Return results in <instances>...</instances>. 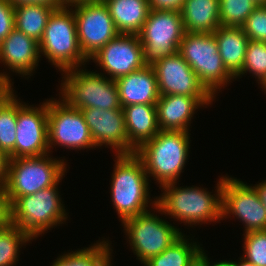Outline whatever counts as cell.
<instances>
[{"instance_id": "44", "label": "cell", "mask_w": 266, "mask_h": 266, "mask_svg": "<svg viewBox=\"0 0 266 266\" xmlns=\"http://www.w3.org/2000/svg\"><path fill=\"white\" fill-rule=\"evenodd\" d=\"M210 259L208 260V266H231V261H219L217 263L210 264Z\"/></svg>"}, {"instance_id": "5", "label": "cell", "mask_w": 266, "mask_h": 266, "mask_svg": "<svg viewBox=\"0 0 266 266\" xmlns=\"http://www.w3.org/2000/svg\"><path fill=\"white\" fill-rule=\"evenodd\" d=\"M58 184L18 197L11 204V224L35 239L65 222L68 214L61 201Z\"/></svg>"}, {"instance_id": "38", "label": "cell", "mask_w": 266, "mask_h": 266, "mask_svg": "<svg viewBox=\"0 0 266 266\" xmlns=\"http://www.w3.org/2000/svg\"><path fill=\"white\" fill-rule=\"evenodd\" d=\"M185 0H148L150 9L181 11Z\"/></svg>"}, {"instance_id": "4", "label": "cell", "mask_w": 266, "mask_h": 266, "mask_svg": "<svg viewBox=\"0 0 266 266\" xmlns=\"http://www.w3.org/2000/svg\"><path fill=\"white\" fill-rule=\"evenodd\" d=\"M69 8L65 6L51 13L39 42L40 54L62 73L89 62L80 49L73 9Z\"/></svg>"}, {"instance_id": "24", "label": "cell", "mask_w": 266, "mask_h": 266, "mask_svg": "<svg viewBox=\"0 0 266 266\" xmlns=\"http://www.w3.org/2000/svg\"><path fill=\"white\" fill-rule=\"evenodd\" d=\"M219 0H185L181 15L185 32L213 33L220 26Z\"/></svg>"}, {"instance_id": "8", "label": "cell", "mask_w": 266, "mask_h": 266, "mask_svg": "<svg viewBox=\"0 0 266 266\" xmlns=\"http://www.w3.org/2000/svg\"><path fill=\"white\" fill-rule=\"evenodd\" d=\"M218 51L213 33L185 32L178 49L199 81L214 97L223 86L235 79L225 67Z\"/></svg>"}, {"instance_id": "21", "label": "cell", "mask_w": 266, "mask_h": 266, "mask_svg": "<svg viewBox=\"0 0 266 266\" xmlns=\"http://www.w3.org/2000/svg\"><path fill=\"white\" fill-rule=\"evenodd\" d=\"M128 137V154L152 140L160 131L156 105L135 104L122 108Z\"/></svg>"}, {"instance_id": "23", "label": "cell", "mask_w": 266, "mask_h": 266, "mask_svg": "<svg viewBox=\"0 0 266 266\" xmlns=\"http://www.w3.org/2000/svg\"><path fill=\"white\" fill-rule=\"evenodd\" d=\"M213 35L218 44V52L227 70L235 77L243 67L248 36L242 27L219 26Z\"/></svg>"}, {"instance_id": "22", "label": "cell", "mask_w": 266, "mask_h": 266, "mask_svg": "<svg viewBox=\"0 0 266 266\" xmlns=\"http://www.w3.org/2000/svg\"><path fill=\"white\" fill-rule=\"evenodd\" d=\"M119 34L138 35L150 12L148 0H102Z\"/></svg>"}, {"instance_id": "37", "label": "cell", "mask_w": 266, "mask_h": 266, "mask_svg": "<svg viewBox=\"0 0 266 266\" xmlns=\"http://www.w3.org/2000/svg\"><path fill=\"white\" fill-rule=\"evenodd\" d=\"M8 2L13 8H17L24 5H41L56 10L65 7L60 0H8Z\"/></svg>"}, {"instance_id": "41", "label": "cell", "mask_w": 266, "mask_h": 266, "mask_svg": "<svg viewBox=\"0 0 266 266\" xmlns=\"http://www.w3.org/2000/svg\"><path fill=\"white\" fill-rule=\"evenodd\" d=\"M255 188L257 190L260 200L262 201V204L266 208V180L262 181L259 184H256Z\"/></svg>"}, {"instance_id": "2", "label": "cell", "mask_w": 266, "mask_h": 266, "mask_svg": "<svg viewBox=\"0 0 266 266\" xmlns=\"http://www.w3.org/2000/svg\"><path fill=\"white\" fill-rule=\"evenodd\" d=\"M116 158L110 192L112 204L123 223L149 211V178L135 153L116 154Z\"/></svg>"}, {"instance_id": "42", "label": "cell", "mask_w": 266, "mask_h": 266, "mask_svg": "<svg viewBox=\"0 0 266 266\" xmlns=\"http://www.w3.org/2000/svg\"><path fill=\"white\" fill-rule=\"evenodd\" d=\"M61 3L66 6V7H70L72 5L78 4V3H84V2H96L99 0H60Z\"/></svg>"}, {"instance_id": "11", "label": "cell", "mask_w": 266, "mask_h": 266, "mask_svg": "<svg viewBox=\"0 0 266 266\" xmlns=\"http://www.w3.org/2000/svg\"><path fill=\"white\" fill-rule=\"evenodd\" d=\"M59 100V101H58ZM48 100V145L67 149L96 148L80 109L70 107L62 99ZM54 145V146H53Z\"/></svg>"}, {"instance_id": "26", "label": "cell", "mask_w": 266, "mask_h": 266, "mask_svg": "<svg viewBox=\"0 0 266 266\" xmlns=\"http://www.w3.org/2000/svg\"><path fill=\"white\" fill-rule=\"evenodd\" d=\"M183 234L162 253L151 257L144 266H189L203 247L198 242H190ZM188 240V241H187Z\"/></svg>"}, {"instance_id": "17", "label": "cell", "mask_w": 266, "mask_h": 266, "mask_svg": "<svg viewBox=\"0 0 266 266\" xmlns=\"http://www.w3.org/2000/svg\"><path fill=\"white\" fill-rule=\"evenodd\" d=\"M95 146H110L115 154H128V137L123 109H81Z\"/></svg>"}, {"instance_id": "3", "label": "cell", "mask_w": 266, "mask_h": 266, "mask_svg": "<svg viewBox=\"0 0 266 266\" xmlns=\"http://www.w3.org/2000/svg\"><path fill=\"white\" fill-rule=\"evenodd\" d=\"M189 135L187 131L160 130L152 140L135 150L148 178L154 177L160 187L177 183L189 156Z\"/></svg>"}, {"instance_id": "28", "label": "cell", "mask_w": 266, "mask_h": 266, "mask_svg": "<svg viewBox=\"0 0 266 266\" xmlns=\"http://www.w3.org/2000/svg\"><path fill=\"white\" fill-rule=\"evenodd\" d=\"M33 239L12 224L0 230V266H13L18 261L20 248Z\"/></svg>"}, {"instance_id": "25", "label": "cell", "mask_w": 266, "mask_h": 266, "mask_svg": "<svg viewBox=\"0 0 266 266\" xmlns=\"http://www.w3.org/2000/svg\"><path fill=\"white\" fill-rule=\"evenodd\" d=\"M55 9L41 5L14 8L15 28L40 42L51 13Z\"/></svg>"}, {"instance_id": "40", "label": "cell", "mask_w": 266, "mask_h": 266, "mask_svg": "<svg viewBox=\"0 0 266 266\" xmlns=\"http://www.w3.org/2000/svg\"><path fill=\"white\" fill-rule=\"evenodd\" d=\"M207 254L204 250H202L194 260L189 264V266H208V259Z\"/></svg>"}, {"instance_id": "45", "label": "cell", "mask_w": 266, "mask_h": 266, "mask_svg": "<svg viewBox=\"0 0 266 266\" xmlns=\"http://www.w3.org/2000/svg\"><path fill=\"white\" fill-rule=\"evenodd\" d=\"M258 5H266V0H254Z\"/></svg>"}, {"instance_id": "27", "label": "cell", "mask_w": 266, "mask_h": 266, "mask_svg": "<svg viewBox=\"0 0 266 266\" xmlns=\"http://www.w3.org/2000/svg\"><path fill=\"white\" fill-rule=\"evenodd\" d=\"M109 241L94 243L92 246L58 256L51 266H106L111 261Z\"/></svg>"}, {"instance_id": "15", "label": "cell", "mask_w": 266, "mask_h": 266, "mask_svg": "<svg viewBox=\"0 0 266 266\" xmlns=\"http://www.w3.org/2000/svg\"><path fill=\"white\" fill-rule=\"evenodd\" d=\"M152 67L156 74L160 96L199 97L207 106L215 99L179 53L155 62Z\"/></svg>"}, {"instance_id": "1", "label": "cell", "mask_w": 266, "mask_h": 266, "mask_svg": "<svg viewBox=\"0 0 266 266\" xmlns=\"http://www.w3.org/2000/svg\"><path fill=\"white\" fill-rule=\"evenodd\" d=\"M215 194L199 187H177L176 182L162 185L164 190L152 201V208L177 219L194 225L222 220L223 176L218 179Z\"/></svg>"}, {"instance_id": "34", "label": "cell", "mask_w": 266, "mask_h": 266, "mask_svg": "<svg viewBox=\"0 0 266 266\" xmlns=\"http://www.w3.org/2000/svg\"><path fill=\"white\" fill-rule=\"evenodd\" d=\"M15 28L14 8L8 0H0V43Z\"/></svg>"}, {"instance_id": "10", "label": "cell", "mask_w": 266, "mask_h": 266, "mask_svg": "<svg viewBox=\"0 0 266 266\" xmlns=\"http://www.w3.org/2000/svg\"><path fill=\"white\" fill-rule=\"evenodd\" d=\"M151 212L149 210L122 223L132 251L141 264L162 253L183 235L179 228Z\"/></svg>"}, {"instance_id": "19", "label": "cell", "mask_w": 266, "mask_h": 266, "mask_svg": "<svg viewBox=\"0 0 266 266\" xmlns=\"http://www.w3.org/2000/svg\"><path fill=\"white\" fill-rule=\"evenodd\" d=\"M121 107L135 104L155 105L160 94L152 66L134 71L115 80Z\"/></svg>"}, {"instance_id": "31", "label": "cell", "mask_w": 266, "mask_h": 266, "mask_svg": "<svg viewBox=\"0 0 266 266\" xmlns=\"http://www.w3.org/2000/svg\"><path fill=\"white\" fill-rule=\"evenodd\" d=\"M247 72L254 75L260 85L266 79V42L249 40L242 70L235 79Z\"/></svg>"}, {"instance_id": "29", "label": "cell", "mask_w": 266, "mask_h": 266, "mask_svg": "<svg viewBox=\"0 0 266 266\" xmlns=\"http://www.w3.org/2000/svg\"><path fill=\"white\" fill-rule=\"evenodd\" d=\"M17 95L0 109V150L8 157L15 149L17 125Z\"/></svg>"}, {"instance_id": "39", "label": "cell", "mask_w": 266, "mask_h": 266, "mask_svg": "<svg viewBox=\"0 0 266 266\" xmlns=\"http://www.w3.org/2000/svg\"><path fill=\"white\" fill-rule=\"evenodd\" d=\"M8 160V157L0 150V187L6 184Z\"/></svg>"}, {"instance_id": "32", "label": "cell", "mask_w": 266, "mask_h": 266, "mask_svg": "<svg viewBox=\"0 0 266 266\" xmlns=\"http://www.w3.org/2000/svg\"><path fill=\"white\" fill-rule=\"evenodd\" d=\"M243 235L245 253L242 256L256 266H266V230L251 231Z\"/></svg>"}, {"instance_id": "36", "label": "cell", "mask_w": 266, "mask_h": 266, "mask_svg": "<svg viewBox=\"0 0 266 266\" xmlns=\"http://www.w3.org/2000/svg\"><path fill=\"white\" fill-rule=\"evenodd\" d=\"M7 72H0V109L15 94L12 80Z\"/></svg>"}, {"instance_id": "12", "label": "cell", "mask_w": 266, "mask_h": 266, "mask_svg": "<svg viewBox=\"0 0 266 266\" xmlns=\"http://www.w3.org/2000/svg\"><path fill=\"white\" fill-rule=\"evenodd\" d=\"M70 7L75 17L80 49L89 60L119 33L102 0L78 3Z\"/></svg>"}, {"instance_id": "33", "label": "cell", "mask_w": 266, "mask_h": 266, "mask_svg": "<svg viewBox=\"0 0 266 266\" xmlns=\"http://www.w3.org/2000/svg\"><path fill=\"white\" fill-rule=\"evenodd\" d=\"M249 40L266 42V5H258L242 26Z\"/></svg>"}, {"instance_id": "35", "label": "cell", "mask_w": 266, "mask_h": 266, "mask_svg": "<svg viewBox=\"0 0 266 266\" xmlns=\"http://www.w3.org/2000/svg\"><path fill=\"white\" fill-rule=\"evenodd\" d=\"M11 224V203L7 196L6 187H0V226Z\"/></svg>"}, {"instance_id": "18", "label": "cell", "mask_w": 266, "mask_h": 266, "mask_svg": "<svg viewBox=\"0 0 266 266\" xmlns=\"http://www.w3.org/2000/svg\"><path fill=\"white\" fill-rule=\"evenodd\" d=\"M39 57V42L16 28L0 43V63L23 77L37 69Z\"/></svg>"}, {"instance_id": "6", "label": "cell", "mask_w": 266, "mask_h": 266, "mask_svg": "<svg viewBox=\"0 0 266 266\" xmlns=\"http://www.w3.org/2000/svg\"><path fill=\"white\" fill-rule=\"evenodd\" d=\"M60 97L75 109H121L115 80L103 73L72 68L63 71ZM105 76V77H104Z\"/></svg>"}, {"instance_id": "46", "label": "cell", "mask_w": 266, "mask_h": 266, "mask_svg": "<svg viewBox=\"0 0 266 266\" xmlns=\"http://www.w3.org/2000/svg\"><path fill=\"white\" fill-rule=\"evenodd\" d=\"M262 86L261 88L265 91L266 93V79L263 81V83L260 85Z\"/></svg>"}, {"instance_id": "7", "label": "cell", "mask_w": 266, "mask_h": 266, "mask_svg": "<svg viewBox=\"0 0 266 266\" xmlns=\"http://www.w3.org/2000/svg\"><path fill=\"white\" fill-rule=\"evenodd\" d=\"M49 154L8 160L6 192L12 204L18 197L35 194L39 190L61 182L66 162Z\"/></svg>"}, {"instance_id": "30", "label": "cell", "mask_w": 266, "mask_h": 266, "mask_svg": "<svg viewBox=\"0 0 266 266\" xmlns=\"http://www.w3.org/2000/svg\"><path fill=\"white\" fill-rule=\"evenodd\" d=\"M220 25L242 27L258 6L254 0H219Z\"/></svg>"}, {"instance_id": "9", "label": "cell", "mask_w": 266, "mask_h": 266, "mask_svg": "<svg viewBox=\"0 0 266 266\" xmlns=\"http://www.w3.org/2000/svg\"><path fill=\"white\" fill-rule=\"evenodd\" d=\"M184 34L180 11L150 9L138 34L143 46L144 63L152 66L155 62L178 53Z\"/></svg>"}, {"instance_id": "43", "label": "cell", "mask_w": 266, "mask_h": 266, "mask_svg": "<svg viewBox=\"0 0 266 266\" xmlns=\"http://www.w3.org/2000/svg\"><path fill=\"white\" fill-rule=\"evenodd\" d=\"M231 266H256V265L253 262H250L241 256L240 262L231 261Z\"/></svg>"}, {"instance_id": "16", "label": "cell", "mask_w": 266, "mask_h": 266, "mask_svg": "<svg viewBox=\"0 0 266 266\" xmlns=\"http://www.w3.org/2000/svg\"><path fill=\"white\" fill-rule=\"evenodd\" d=\"M90 60L95 61L97 65L99 64L98 66L112 80H117L146 66L143 46L136 34H118Z\"/></svg>"}, {"instance_id": "13", "label": "cell", "mask_w": 266, "mask_h": 266, "mask_svg": "<svg viewBox=\"0 0 266 266\" xmlns=\"http://www.w3.org/2000/svg\"><path fill=\"white\" fill-rule=\"evenodd\" d=\"M17 99V125L14 151L8 159L38 157L49 154L48 100L38 108Z\"/></svg>"}, {"instance_id": "20", "label": "cell", "mask_w": 266, "mask_h": 266, "mask_svg": "<svg viewBox=\"0 0 266 266\" xmlns=\"http://www.w3.org/2000/svg\"><path fill=\"white\" fill-rule=\"evenodd\" d=\"M155 105L160 130L187 132L195 110L206 106L199 97L185 95H161Z\"/></svg>"}, {"instance_id": "14", "label": "cell", "mask_w": 266, "mask_h": 266, "mask_svg": "<svg viewBox=\"0 0 266 266\" xmlns=\"http://www.w3.org/2000/svg\"><path fill=\"white\" fill-rule=\"evenodd\" d=\"M230 214L243 222L244 233L266 230V208L255 186L223 176L222 220Z\"/></svg>"}]
</instances>
